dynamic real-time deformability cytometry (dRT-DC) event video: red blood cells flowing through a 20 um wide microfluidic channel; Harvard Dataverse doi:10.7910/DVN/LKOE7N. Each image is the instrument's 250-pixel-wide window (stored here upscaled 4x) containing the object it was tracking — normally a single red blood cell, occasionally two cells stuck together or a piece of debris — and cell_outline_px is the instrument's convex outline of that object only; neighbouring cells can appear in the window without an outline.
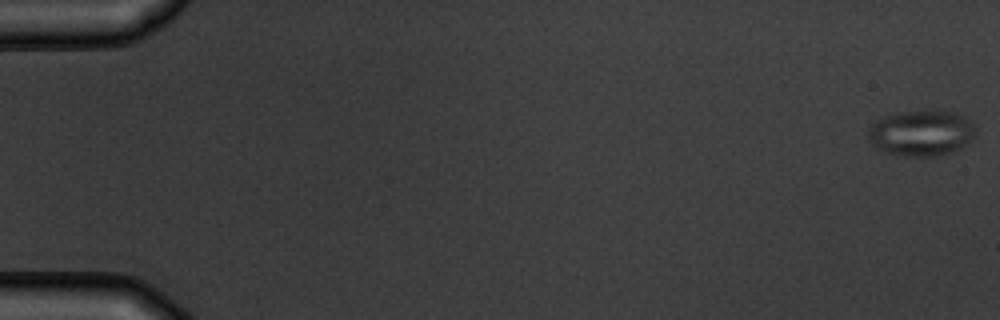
{"species": "common noctule bat (a hibernating species)", "species_latin": "Nyctalus noctula", "temperature_condition": "warm", "stored_images_in_passage": 6, "camera_frame_rate_fps": 3000, "um_per_image_px": 0.085, "animal": {"sex": "male", "body_mass_g": 19.5, "forearm_length_mm": 54.6}, "frame": {"image": 1, "passage_image": 1, "time_ms": 0.0, "image_size_px": [1000, 320], "cell_outline_px": [[972, 136], [960, 148], [940, 156], [904, 156], [884, 152], [868, 136], [868, 128], [872, 124], [888, 116], [900, 112], [936, 108], [956, 112], [968, 120], [972, 124]], "centroid_in_image_um": [78.31, 11.28], "position_along_channel_um": 6.7, "area_um2": 28.26}}
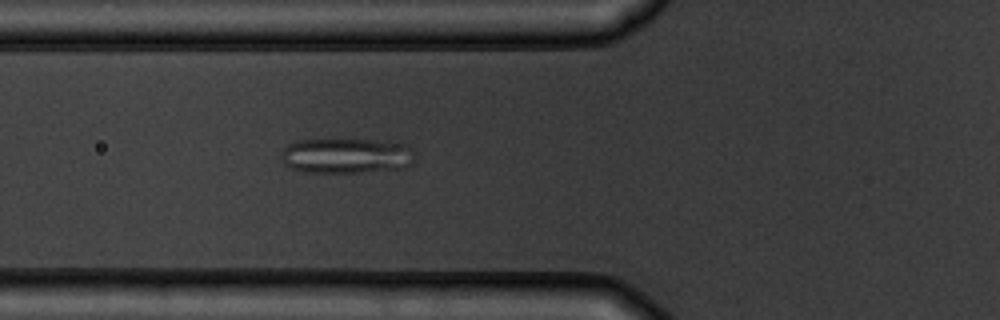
{"frame": {"image": 2, "passage_image": 6, "time_ms": 6.667, "image_size_px": [1000, 320], "cell_outline_px": [[412, 164], [404, 168], [360, 172], [308, 172], [292, 168], [284, 164], [280, 156], [284, 148], [288, 144], [296, 140], [368, 140], [404, 144], [412, 148]], "centroid_in_image_um": [29.4, 13.24], "position_along_channel_um": 96.4, "area_um2": 27.11}}